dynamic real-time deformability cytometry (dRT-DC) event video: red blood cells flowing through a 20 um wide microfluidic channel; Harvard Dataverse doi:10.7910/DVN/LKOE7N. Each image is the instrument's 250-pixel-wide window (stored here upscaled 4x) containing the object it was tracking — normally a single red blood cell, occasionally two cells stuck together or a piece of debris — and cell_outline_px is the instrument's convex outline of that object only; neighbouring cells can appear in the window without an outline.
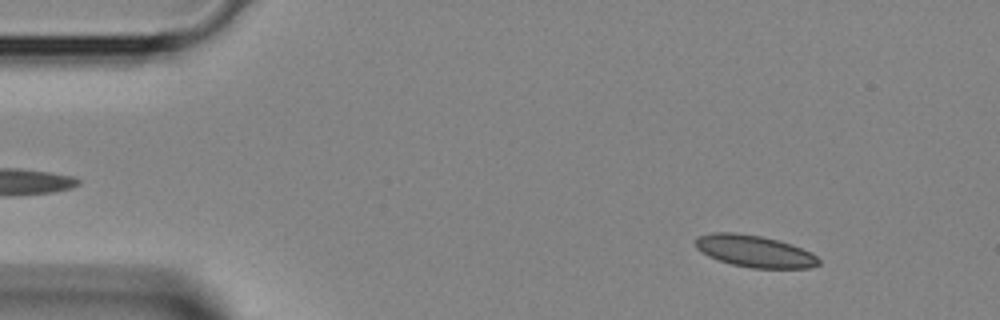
{"species": "Egyptian fruit bat (a non-hibernating species)", "species_latin": "Rousettus aegyptiacus", "temperature_condition": "room temperature", "stored_images_in_passage": 42, "camera_frame_rate_fps": 3000, "um_per_image_px": 0.085, "animal": {"sex": "female"}, "frame": {"image": 1, "passage_image": 5, "time_ms": 1.333, "image_size_px": [1000, 320], "cell_outline_px": [[820, 264], [812, 268], [752, 268], [732, 264], [708, 256], [696, 248], [696, 240], [700, 236], [712, 232], [736, 232], [760, 236], [780, 240], [792, 244], [812, 252], [820, 260]], "centroid_in_image_um": [64.19, 21.35], "position_along_channel_um": 20.8, "area_um2": 22.95}}
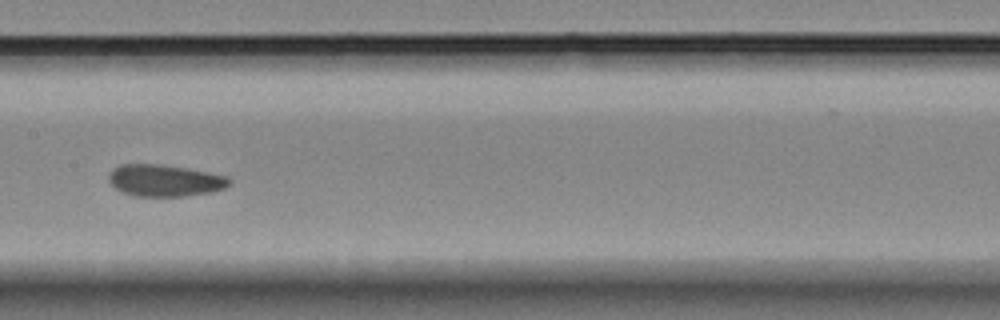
{"frame": {"image": 2, "passage_image": 21, "time_ms": 6.667, "image_size_px": [1000, 320], "cell_outline_px": [[232, 180], [224, 188], [208, 192], [184, 196], [136, 196], [124, 192], [116, 188], [108, 180], [108, 176], [112, 168], [120, 164], [156, 164], [184, 168], [224, 176]], "centroid_in_image_um": [13.93, 15.34], "position_along_channel_um": 193.5, "area_um2": 21.85}}
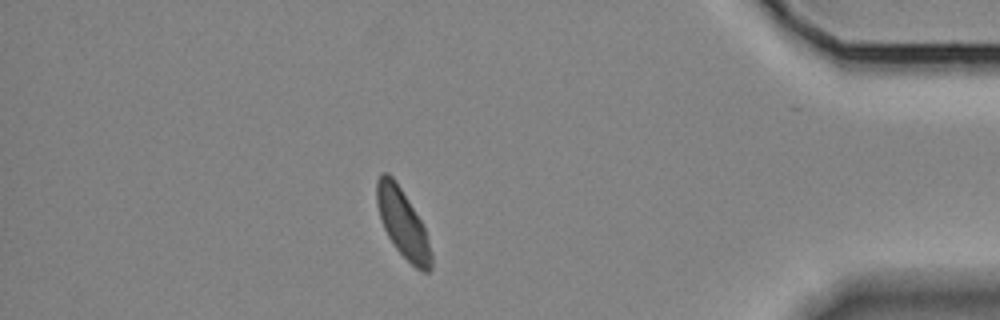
{"frame": {"image": 3, "passage_image": 37, "time_ms": 12.0, "image_size_px": [1000, 320], "cell_outline_px": [[432, 268], [428, 272], [420, 272], [396, 248], [388, 236], [380, 220], [376, 204], [376, 180], [380, 172], [388, 172], [392, 176], [400, 188], [420, 220], [424, 228], [432, 256]], "centroid_in_image_um": [34.2, 18.97], "position_along_channel_um": 401.0, "area_um2": 21.39}}